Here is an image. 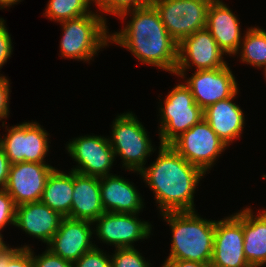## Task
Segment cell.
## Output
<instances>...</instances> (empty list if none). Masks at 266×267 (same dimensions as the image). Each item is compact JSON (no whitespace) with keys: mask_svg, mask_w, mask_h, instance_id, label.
Listing matches in <instances>:
<instances>
[{"mask_svg":"<svg viewBox=\"0 0 266 267\" xmlns=\"http://www.w3.org/2000/svg\"><path fill=\"white\" fill-rule=\"evenodd\" d=\"M127 15H131V20L119 32L110 33V43L125 47L142 64L174 74L178 43L168 33L156 9L148 2L123 12L118 18L124 20Z\"/></svg>","mask_w":266,"mask_h":267,"instance_id":"6da1fadb","label":"cell"},{"mask_svg":"<svg viewBox=\"0 0 266 267\" xmlns=\"http://www.w3.org/2000/svg\"><path fill=\"white\" fill-rule=\"evenodd\" d=\"M138 174L152 189L161 213L196 210L195 189L206 174L170 145H160L157 159Z\"/></svg>","mask_w":266,"mask_h":267,"instance_id":"7a4b0ae2","label":"cell"},{"mask_svg":"<svg viewBox=\"0 0 266 267\" xmlns=\"http://www.w3.org/2000/svg\"><path fill=\"white\" fill-rule=\"evenodd\" d=\"M196 211L160 213L171 227L170 254L166 260H188L210 265L213 255L215 220Z\"/></svg>","mask_w":266,"mask_h":267,"instance_id":"3957f363","label":"cell"},{"mask_svg":"<svg viewBox=\"0 0 266 267\" xmlns=\"http://www.w3.org/2000/svg\"><path fill=\"white\" fill-rule=\"evenodd\" d=\"M106 21L105 16L92 11L90 14L60 22L63 28L59 45L61 57L86 62L92 60L100 48L110 43Z\"/></svg>","mask_w":266,"mask_h":267,"instance_id":"277c9868","label":"cell"},{"mask_svg":"<svg viewBox=\"0 0 266 267\" xmlns=\"http://www.w3.org/2000/svg\"><path fill=\"white\" fill-rule=\"evenodd\" d=\"M111 135L110 145L115 157H121L125 170L140 172L146 165L147 157L156 151L148 132L133 112L117 115Z\"/></svg>","mask_w":266,"mask_h":267,"instance_id":"5b68a950","label":"cell"},{"mask_svg":"<svg viewBox=\"0 0 266 267\" xmlns=\"http://www.w3.org/2000/svg\"><path fill=\"white\" fill-rule=\"evenodd\" d=\"M160 104V145H170L204 118L203 109L184 83H178Z\"/></svg>","mask_w":266,"mask_h":267,"instance_id":"8992f818","label":"cell"},{"mask_svg":"<svg viewBox=\"0 0 266 267\" xmlns=\"http://www.w3.org/2000/svg\"><path fill=\"white\" fill-rule=\"evenodd\" d=\"M211 2L212 0H149L177 43L206 27Z\"/></svg>","mask_w":266,"mask_h":267,"instance_id":"52a82bcc","label":"cell"},{"mask_svg":"<svg viewBox=\"0 0 266 267\" xmlns=\"http://www.w3.org/2000/svg\"><path fill=\"white\" fill-rule=\"evenodd\" d=\"M170 146L205 174L228 147L204 118L176 138Z\"/></svg>","mask_w":266,"mask_h":267,"instance_id":"ba28073f","label":"cell"},{"mask_svg":"<svg viewBox=\"0 0 266 267\" xmlns=\"http://www.w3.org/2000/svg\"><path fill=\"white\" fill-rule=\"evenodd\" d=\"M0 138V148L11 164L18 162L46 163L49 152V133L37 122H22L11 128Z\"/></svg>","mask_w":266,"mask_h":267,"instance_id":"9c48e42d","label":"cell"},{"mask_svg":"<svg viewBox=\"0 0 266 267\" xmlns=\"http://www.w3.org/2000/svg\"><path fill=\"white\" fill-rule=\"evenodd\" d=\"M224 55L226 54L206 28L196 31L178 43L177 68L174 74L185 78V72L193 66L196 71L223 68L227 65Z\"/></svg>","mask_w":266,"mask_h":267,"instance_id":"30bf717a","label":"cell"},{"mask_svg":"<svg viewBox=\"0 0 266 267\" xmlns=\"http://www.w3.org/2000/svg\"><path fill=\"white\" fill-rule=\"evenodd\" d=\"M243 210L215 221L210 267H252L243 250Z\"/></svg>","mask_w":266,"mask_h":267,"instance_id":"8fae6325","label":"cell"},{"mask_svg":"<svg viewBox=\"0 0 266 267\" xmlns=\"http://www.w3.org/2000/svg\"><path fill=\"white\" fill-rule=\"evenodd\" d=\"M67 153L78 163L74 172L87 176L103 177L109 173L116 157L109 138L97 135H85L68 142Z\"/></svg>","mask_w":266,"mask_h":267,"instance_id":"7c38bea8","label":"cell"},{"mask_svg":"<svg viewBox=\"0 0 266 267\" xmlns=\"http://www.w3.org/2000/svg\"><path fill=\"white\" fill-rule=\"evenodd\" d=\"M138 214L104 212L93 222L94 235L115 248L134 247V242L148 239L152 231L151 224L141 221Z\"/></svg>","mask_w":266,"mask_h":267,"instance_id":"4fadbf2b","label":"cell"},{"mask_svg":"<svg viewBox=\"0 0 266 267\" xmlns=\"http://www.w3.org/2000/svg\"><path fill=\"white\" fill-rule=\"evenodd\" d=\"M54 168L47 163L11 164L5 190L15 205L40 201L46 180Z\"/></svg>","mask_w":266,"mask_h":267,"instance_id":"5bb4252c","label":"cell"},{"mask_svg":"<svg viewBox=\"0 0 266 267\" xmlns=\"http://www.w3.org/2000/svg\"><path fill=\"white\" fill-rule=\"evenodd\" d=\"M186 79L184 84L203 110L211 104L232 97L239 91L236 78L228 64L214 70L194 71L192 76Z\"/></svg>","mask_w":266,"mask_h":267,"instance_id":"9a60e30c","label":"cell"},{"mask_svg":"<svg viewBox=\"0 0 266 267\" xmlns=\"http://www.w3.org/2000/svg\"><path fill=\"white\" fill-rule=\"evenodd\" d=\"M91 225L93 222L88 220L64 217L47 249L54 255L75 263L84 253L97 247L91 241L94 233Z\"/></svg>","mask_w":266,"mask_h":267,"instance_id":"2e32d148","label":"cell"},{"mask_svg":"<svg viewBox=\"0 0 266 267\" xmlns=\"http://www.w3.org/2000/svg\"><path fill=\"white\" fill-rule=\"evenodd\" d=\"M63 218L60 213L37 201L16 206L14 226L48 245Z\"/></svg>","mask_w":266,"mask_h":267,"instance_id":"e0dca14e","label":"cell"},{"mask_svg":"<svg viewBox=\"0 0 266 267\" xmlns=\"http://www.w3.org/2000/svg\"><path fill=\"white\" fill-rule=\"evenodd\" d=\"M240 22L222 0H212L208 10L206 29L215 39L219 48L227 55H236L242 36Z\"/></svg>","mask_w":266,"mask_h":267,"instance_id":"ac0fdd59","label":"cell"},{"mask_svg":"<svg viewBox=\"0 0 266 267\" xmlns=\"http://www.w3.org/2000/svg\"><path fill=\"white\" fill-rule=\"evenodd\" d=\"M120 177L107 175L99 178L101 203L105 212L137 214L144 202L134 185Z\"/></svg>","mask_w":266,"mask_h":267,"instance_id":"d6986e66","label":"cell"},{"mask_svg":"<svg viewBox=\"0 0 266 267\" xmlns=\"http://www.w3.org/2000/svg\"><path fill=\"white\" fill-rule=\"evenodd\" d=\"M237 94L238 91L232 97L211 104L203 110L204 119L228 147L234 140H238L245 126L243 111L233 102Z\"/></svg>","mask_w":266,"mask_h":267,"instance_id":"ffe728a7","label":"cell"},{"mask_svg":"<svg viewBox=\"0 0 266 267\" xmlns=\"http://www.w3.org/2000/svg\"><path fill=\"white\" fill-rule=\"evenodd\" d=\"M73 188L70 218L94 222L105 212L101 203L99 177L73 171Z\"/></svg>","mask_w":266,"mask_h":267,"instance_id":"44dd1931","label":"cell"},{"mask_svg":"<svg viewBox=\"0 0 266 267\" xmlns=\"http://www.w3.org/2000/svg\"><path fill=\"white\" fill-rule=\"evenodd\" d=\"M251 207L243 209V250L252 267L266 265V209L253 215Z\"/></svg>","mask_w":266,"mask_h":267,"instance_id":"7402d4cb","label":"cell"},{"mask_svg":"<svg viewBox=\"0 0 266 267\" xmlns=\"http://www.w3.org/2000/svg\"><path fill=\"white\" fill-rule=\"evenodd\" d=\"M73 191V170L67 174L54 168L46 180L40 201L70 218Z\"/></svg>","mask_w":266,"mask_h":267,"instance_id":"603a6c76","label":"cell"},{"mask_svg":"<svg viewBox=\"0 0 266 267\" xmlns=\"http://www.w3.org/2000/svg\"><path fill=\"white\" fill-rule=\"evenodd\" d=\"M243 36L239 48L240 60L252 67L266 66V31L262 27H250ZM241 50V51H240Z\"/></svg>","mask_w":266,"mask_h":267,"instance_id":"cb8c5ba5","label":"cell"},{"mask_svg":"<svg viewBox=\"0 0 266 267\" xmlns=\"http://www.w3.org/2000/svg\"><path fill=\"white\" fill-rule=\"evenodd\" d=\"M93 0H49L43 16L58 23L90 14Z\"/></svg>","mask_w":266,"mask_h":267,"instance_id":"d4e9b609","label":"cell"},{"mask_svg":"<svg viewBox=\"0 0 266 267\" xmlns=\"http://www.w3.org/2000/svg\"><path fill=\"white\" fill-rule=\"evenodd\" d=\"M114 252L110 255L112 267H151L135 247L116 248Z\"/></svg>","mask_w":266,"mask_h":267,"instance_id":"484cf974","label":"cell"},{"mask_svg":"<svg viewBox=\"0 0 266 267\" xmlns=\"http://www.w3.org/2000/svg\"><path fill=\"white\" fill-rule=\"evenodd\" d=\"M102 13L119 17L123 12L144 6L148 0H93Z\"/></svg>","mask_w":266,"mask_h":267,"instance_id":"4316f807","label":"cell"},{"mask_svg":"<svg viewBox=\"0 0 266 267\" xmlns=\"http://www.w3.org/2000/svg\"><path fill=\"white\" fill-rule=\"evenodd\" d=\"M74 267H112L110 255L95 247L84 253L75 263Z\"/></svg>","mask_w":266,"mask_h":267,"instance_id":"83f0119b","label":"cell"},{"mask_svg":"<svg viewBox=\"0 0 266 267\" xmlns=\"http://www.w3.org/2000/svg\"><path fill=\"white\" fill-rule=\"evenodd\" d=\"M16 205L5 189H0V232L7 224H15Z\"/></svg>","mask_w":266,"mask_h":267,"instance_id":"f1b7e54d","label":"cell"},{"mask_svg":"<svg viewBox=\"0 0 266 267\" xmlns=\"http://www.w3.org/2000/svg\"><path fill=\"white\" fill-rule=\"evenodd\" d=\"M34 253L31 248L33 267H74V263L54 255L49 249H46L41 255L38 254V256Z\"/></svg>","mask_w":266,"mask_h":267,"instance_id":"f546056e","label":"cell"},{"mask_svg":"<svg viewBox=\"0 0 266 267\" xmlns=\"http://www.w3.org/2000/svg\"><path fill=\"white\" fill-rule=\"evenodd\" d=\"M4 21L3 18H0V69L11 57L13 51L11 35Z\"/></svg>","mask_w":266,"mask_h":267,"instance_id":"4dcf8cb0","label":"cell"},{"mask_svg":"<svg viewBox=\"0 0 266 267\" xmlns=\"http://www.w3.org/2000/svg\"><path fill=\"white\" fill-rule=\"evenodd\" d=\"M21 248L10 261H3V267H33L31 247L24 245Z\"/></svg>","mask_w":266,"mask_h":267,"instance_id":"1f68e13d","label":"cell"},{"mask_svg":"<svg viewBox=\"0 0 266 267\" xmlns=\"http://www.w3.org/2000/svg\"><path fill=\"white\" fill-rule=\"evenodd\" d=\"M6 76L0 75V121L9 116L10 85Z\"/></svg>","mask_w":266,"mask_h":267,"instance_id":"d6a6232c","label":"cell"},{"mask_svg":"<svg viewBox=\"0 0 266 267\" xmlns=\"http://www.w3.org/2000/svg\"><path fill=\"white\" fill-rule=\"evenodd\" d=\"M11 163L4 151L0 148V189H5Z\"/></svg>","mask_w":266,"mask_h":267,"instance_id":"836d02e7","label":"cell"},{"mask_svg":"<svg viewBox=\"0 0 266 267\" xmlns=\"http://www.w3.org/2000/svg\"><path fill=\"white\" fill-rule=\"evenodd\" d=\"M162 267H210V265L188 260H165Z\"/></svg>","mask_w":266,"mask_h":267,"instance_id":"e575fe53","label":"cell"},{"mask_svg":"<svg viewBox=\"0 0 266 267\" xmlns=\"http://www.w3.org/2000/svg\"><path fill=\"white\" fill-rule=\"evenodd\" d=\"M22 248H11L8 246L0 252V267H3V261H10Z\"/></svg>","mask_w":266,"mask_h":267,"instance_id":"d590c367","label":"cell"},{"mask_svg":"<svg viewBox=\"0 0 266 267\" xmlns=\"http://www.w3.org/2000/svg\"><path fill=\"white\" fill-rule=\"evenodd\" d=\"M21 0H0V9L9 8L12 5L17 4Z\"/></svg>","mask_w":266,"mask_h":267,"instance_id":"8d00e7d4","label":"cell"},{"mask_svg":"<svg viewBox=\"0 0 266 267\" xmlns=\"http://www.w3.org/2000/svg\"><path fill=\"white\" fill-rule=\"evenodd\" d=\"M7 247V244L3 241V235L0 232V252Z\"/></svg>","mask_w":266,"mask_h":267,"instance_id":"74e56055","label":"cell"},{"mask_svg":"<svg viewBox=\"0 0 266 267\" xmlns=\"http://www.w3.org/2000/svg\"><path fill=\"white\" fill-rule=\"evenodd\" d=\"M264 69V76H265V79H266V66L263 68Z\"/></svg>","mask_w":266,"mask_h":267,"instance_id":"f35d334b","label":"cell"}]
</instances>
